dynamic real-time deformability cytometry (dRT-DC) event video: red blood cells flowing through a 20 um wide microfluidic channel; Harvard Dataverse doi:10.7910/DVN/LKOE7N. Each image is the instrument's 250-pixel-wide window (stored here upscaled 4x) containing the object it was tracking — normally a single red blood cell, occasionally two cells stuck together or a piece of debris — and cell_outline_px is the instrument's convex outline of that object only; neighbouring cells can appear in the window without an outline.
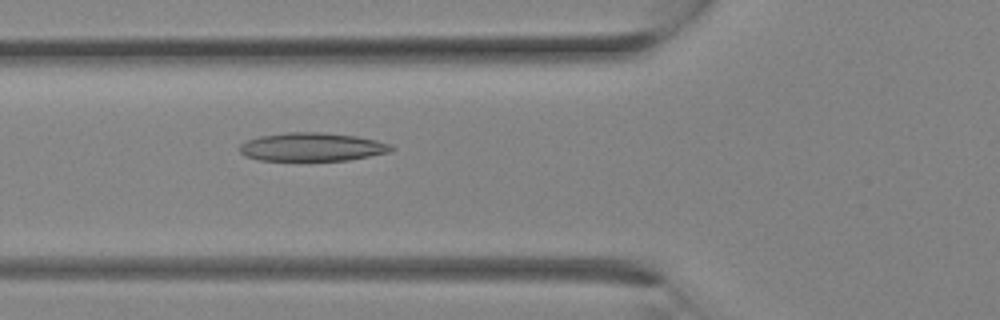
{"species": "Egyptian fruit bat (a non-hibernating species)", "species_latin": "Rousettus aegyptiacus", "temperature_condition": "room temperature", "stored_images_in_passage": 8, "camera_frame_rate_fps": 3000, "um_per_image_px": 0.085, "animal": {"sex": "female"}, "frame": {"image": 1, "passage_image": 8, "time_ms": 2.333, "image_size_px": [1000, 320], "cell_outline_px": [[396, 148], [392, 152], [348, 160], [260, 160], [244, 156], [240, 152], [240, 144], [248, 140], [260, 136], [288, 132], [320, 132], [356, 136], [376, 140], [392, 144]], "centroid_in_image_um": [26.57, 12.49], "position_along_channel_um": 99.2, "area_um2": 25.14}}